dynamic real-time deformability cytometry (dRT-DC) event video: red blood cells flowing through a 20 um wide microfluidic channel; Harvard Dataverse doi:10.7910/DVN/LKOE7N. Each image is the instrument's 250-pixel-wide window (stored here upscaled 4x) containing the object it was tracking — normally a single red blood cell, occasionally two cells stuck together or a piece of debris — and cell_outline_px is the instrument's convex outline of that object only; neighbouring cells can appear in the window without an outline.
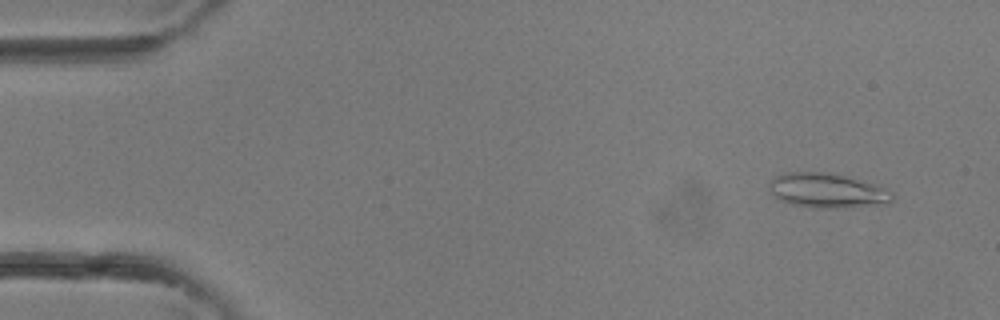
{"species": "common noctule bat (a hibernating species)", "species_latin": "Nyctalus noctula", "temperature_condition": "room temperature", "stored_images_in_passage": 3, "camera_frame_rate_fps": 3000, "um_per_image_px": 0.085, "animal": {"sex": "female"}, "frame": {"image": 1, "passage_image": 1, "time_ms": 0.0, "image_size_px": [1000, 320], "cell_outline_px": [[892, 200], [828, 208], [816, 208], [792, 204], [780, 200], [768, 188], [768, 184], [776, 176], [784, 172], [824, 172], [844, 176], [876, 184], [892, 192]], "centroid_in_image_um": [70.18, 16.16], "position_along_channel_um": 14.8, "area_um2": 23.76}}